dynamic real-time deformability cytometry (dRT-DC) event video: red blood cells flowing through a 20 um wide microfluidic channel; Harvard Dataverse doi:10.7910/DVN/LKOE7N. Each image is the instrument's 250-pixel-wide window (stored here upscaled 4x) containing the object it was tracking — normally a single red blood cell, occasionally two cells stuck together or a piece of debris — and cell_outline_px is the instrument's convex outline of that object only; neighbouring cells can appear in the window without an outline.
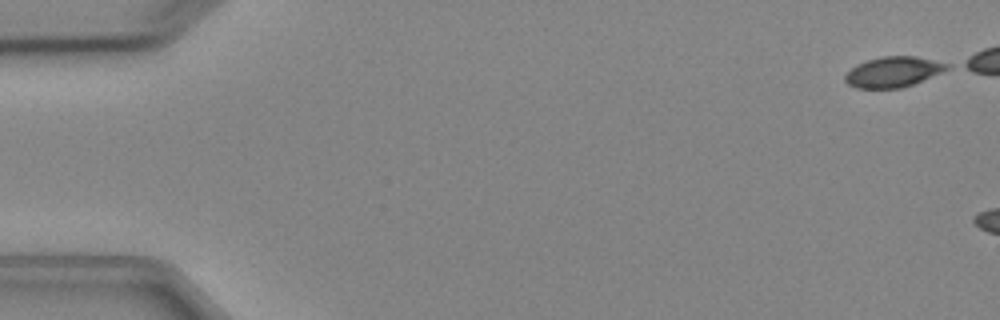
{"species": "Egyptian fruit bat (a non-hibernating species)", "species_latin": "Rousettus aegyptiacus", "temperature_condition": "cold", "stored_images_in_passage": 3, "camera_frame_rate_fps": 3000, "um_per_image_px": 0.085, "animal": {"sex": "female"}, "frame": {"image": 1, "passage_image": 1, "time_ms": 0.0, "image_size_px": [1000, 320], "cell_outline_px": [[952, 68], [912, 84], [900, 88], [856, 88], [848, 84], [844, 80], [844, 76], [856, 64], [880, 56], [916, 56], [952, 64]], "centroid_in_image_um": [75.95, 6.1], "position_along_channel_um": 9.1, "area_um2": 18.09}}